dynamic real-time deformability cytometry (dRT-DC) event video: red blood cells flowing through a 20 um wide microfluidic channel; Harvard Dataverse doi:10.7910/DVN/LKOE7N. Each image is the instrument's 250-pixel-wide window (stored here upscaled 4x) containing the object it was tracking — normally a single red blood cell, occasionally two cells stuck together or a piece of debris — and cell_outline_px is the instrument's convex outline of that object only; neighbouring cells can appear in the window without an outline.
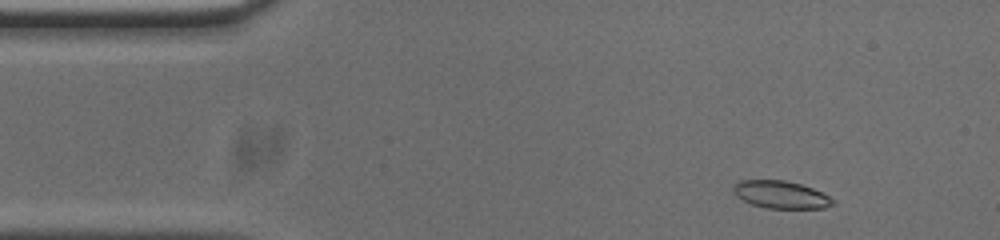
{"species": "common noctule bat (a hibernating species)", "species_latin": "Nyctalus noctula", "temperature_condition": "cold", "stored_images_in_passage": 50, "camera_frame_rate_fps": 3000, "um_per_image_px": 0.085, "animal": {"sex": "male", "body_mass_g": 20.0, "forearm_length_mm": 53.3}, "frame": {"image": 1, "passage_image": 3, "time_ms": 0.667, "image_size_px": [1000, 240], "cell_outline_px": [[836, 204], [824, 208], [768, 208], [752, 204], [736, 196], [732, 192], [732, 188], [740, 180], [784, 180], [800, 184], [812, 188], [836, 200]], "centroid_in_image_um": [66.38, 16.55], "position_along_channel_um": 18.6, "area_um2": 15.9}}
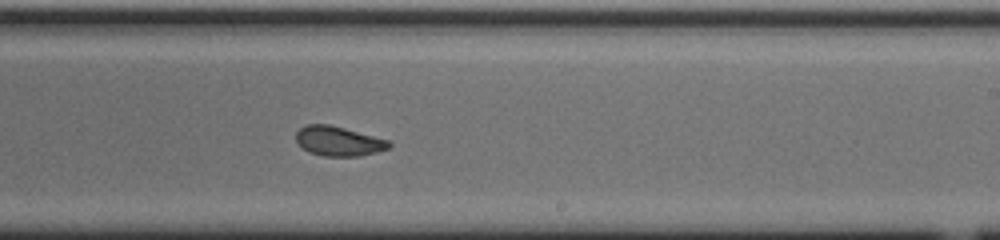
{"frame": {"image": 2, "passage_image": 28, "time_ms": 9.0, "image_size_px": [1000, 240], "cell_outline_px": [[392, 144], [388, 148], [376, 152], [360, 156], [324, 156], [308, 152], [296, 140], [296, 132], [304, 124], [328, 124], [344, 128], [388, 140]], "centroid_in_image_um": [28.75, 11.99], "position_along_channel_um": 260.2, "area_um2": 15.9}}
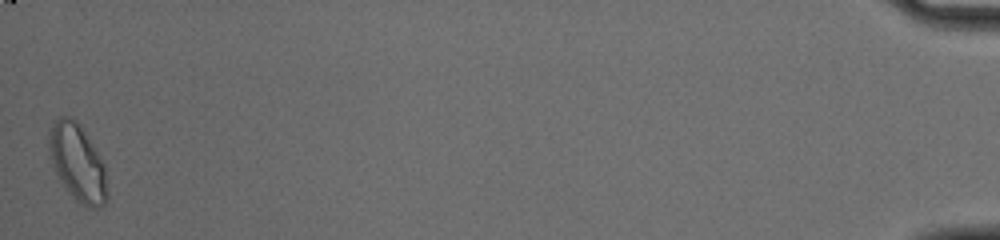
{"frame": {"image": 3, "passage_image": 50, "time_ms": 16.333, "image_size_px": [1000, 240], "cell_outline_px": [[108, 196], [104, 204], [100, 208], [88, 208], [76, 200], [68, 192], [60, 180], [48, 156], [48, 132], [52, 124], [60, 116], [68, 116], [76, 120], [80, 124], [104, 164], [108, 192]], "centroid_in_image_um": [6.57, 13.83], "position_along_channel_um": 428.6, "area_um2": 26.3}, "authors_computed_cell_mechanics": {"area_um2": 16.4441, "velocity_mm_per_s": 3.7566, "shape_relaxation_time_tau1_ms": 9.6231, "shape_relaxation_time_tau2_ms": 2.0206, "deformation_change_tau1": 0.1984, "deformation_change_tau2": 0.0599}}